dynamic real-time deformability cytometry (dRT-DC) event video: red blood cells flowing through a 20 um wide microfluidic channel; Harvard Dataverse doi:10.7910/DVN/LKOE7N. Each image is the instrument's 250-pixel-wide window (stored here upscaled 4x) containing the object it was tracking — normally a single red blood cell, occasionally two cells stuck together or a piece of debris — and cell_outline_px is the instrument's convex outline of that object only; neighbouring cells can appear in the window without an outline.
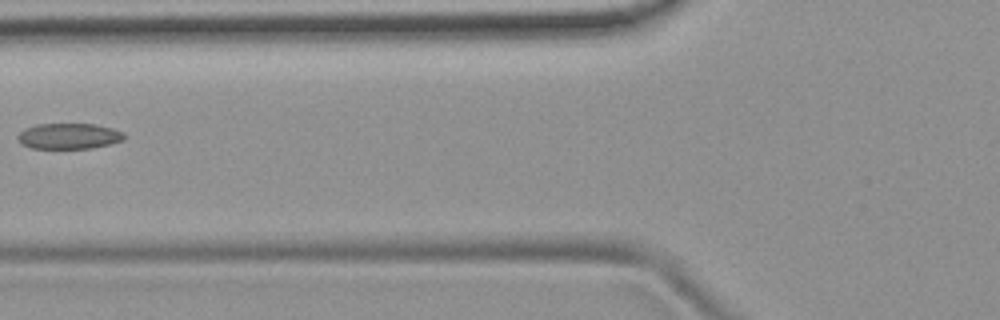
{"species": "common noctule bat (a hibernating species)", "species_latin": "Nyctalus noctula", "temperature_condition": "room temperature", "stored_images_in_passage": 3, "camera_frame_rate_fps": 3000, "um_per_image_px": 0.085, "animal": {"sex": "female", "body_mass_g": 19.9}, "frame": {"image": 1, "passage_image": 3, "time_ms": 2.333, "image_size_px": [1000, 320], "cell_outline_px": [[124, 140], [92, 148], [32, 148], [20, 144], [16, 136], [24, 128], [36, 124], [96, 124], [112, 128], [124, 132]], "centroid_in_image_um": [5.83, 11.56], "position_along_channel_um": 120.0, "area_um2": 16.01}}